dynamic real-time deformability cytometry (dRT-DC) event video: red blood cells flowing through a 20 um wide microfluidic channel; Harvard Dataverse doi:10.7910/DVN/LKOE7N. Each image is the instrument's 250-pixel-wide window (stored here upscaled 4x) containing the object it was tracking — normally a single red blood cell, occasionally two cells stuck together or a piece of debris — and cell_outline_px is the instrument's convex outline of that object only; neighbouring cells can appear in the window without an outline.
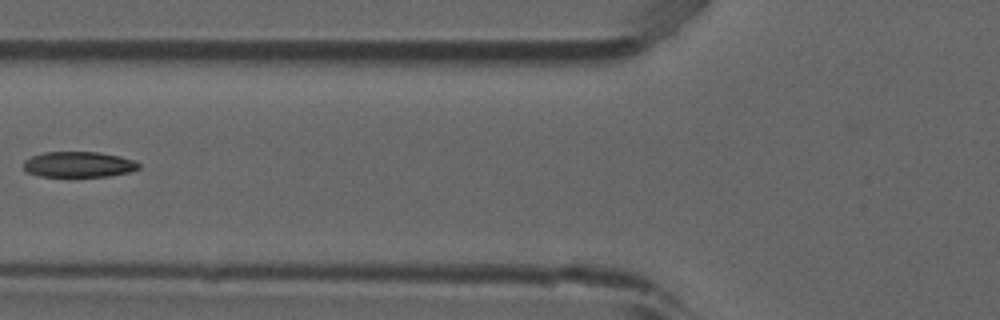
{"species": "common noctule bat (a hibernating species)", "species_latin": "Nyctalus noctula", "temperature_condition": "room temperature", "stored_images_in_passage": 6, "camera_frame_rate_fps": 3000, "um_per_image_px": 0.085, "animal": {"sex": "male", "forearm_length_mm": 52.5}, "frame": {"image": 1, "passage_image": 5, "time_ms": 1.333, "image_size_px": [1000, 320], "cell_outline_px": [[140, 168], [128, 172], [108, 176], [40, 176], [24, 172], [24, 160], [32, 156], [44, 152], [100, 152], [120, 156], [132, 160], [140, 164]], "centroid_in_image_um": [6.66, 13.97], "position_along_channel_um": 119.1, "area_um2": 17.17}}
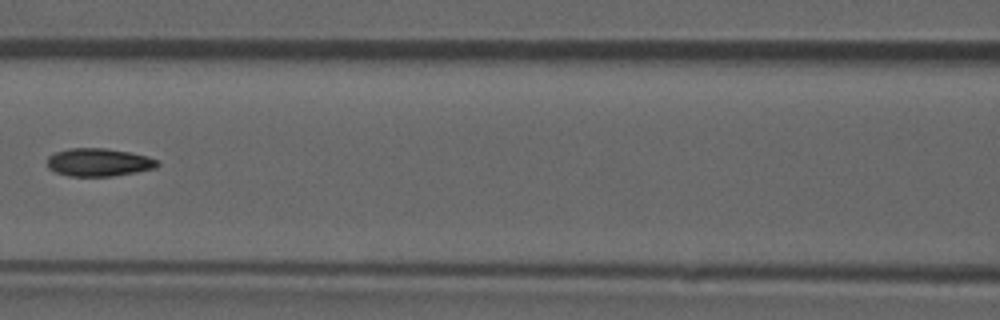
{"frame": {"image": 2, "passage_image": 6, "time_ms": 1.667, "image_size_px": [1000, 320], "cell_outline_px": [[160, 164], [156, 168], [136, 172], [112, 176], [68, 176], [56, 172], [48, 168], [48, 156], [56, 152], [68, 148], [104, 148], [128, 152], [148, 156], [156, 160]], "centroid_in_image_um": [8.39, 13.8], "position_along_channel_um": 158.2, "area_um2": 17.92}}